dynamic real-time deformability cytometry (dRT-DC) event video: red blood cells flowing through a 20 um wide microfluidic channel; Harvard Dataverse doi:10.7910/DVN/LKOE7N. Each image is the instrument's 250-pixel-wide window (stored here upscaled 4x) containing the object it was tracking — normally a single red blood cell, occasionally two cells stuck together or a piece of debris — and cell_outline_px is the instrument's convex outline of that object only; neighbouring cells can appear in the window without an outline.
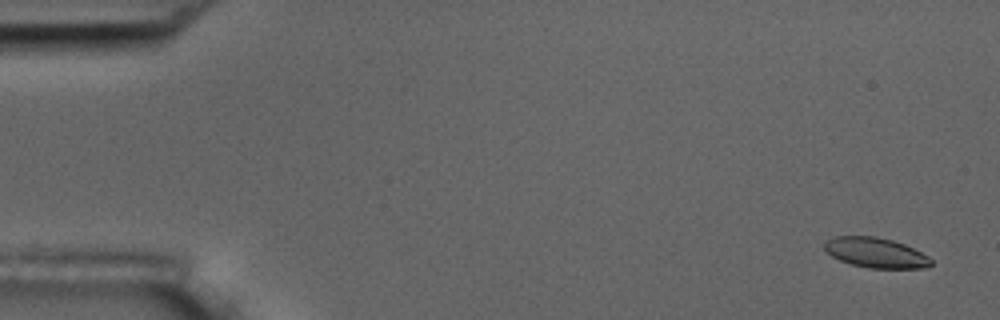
{"species": "common noctule bat (a hibernating species)", "species_latin": "Nyctalus noctula", "temperature_condition": "room temperature", "stored_images_in_passage": 57, "camera_frame_rate_fps": 3000, "um_per_image_px": 0.085, "animal": {"sex": "male", "body_mass_g": 17.5, "forearm_length_mm": 52.3}, "frame": {"image": 1, "passage_image": 3, "time_ms": 0.667, "image_size_px": [1000, 320], "cell_outline_px": [[932, 264], [928, 268], [868, 268], [852, 264], [840, 260], [832, 256], [824, 248], [824, 244], [828, 240], [836, 236], [876, 236], [892, 240], [904, 244], [928, 256], [932, 260]], "centroid_in_image_um": [74.46, 21.48], "position_along_channel_um": 10.5, "area_um2": 18.55}}
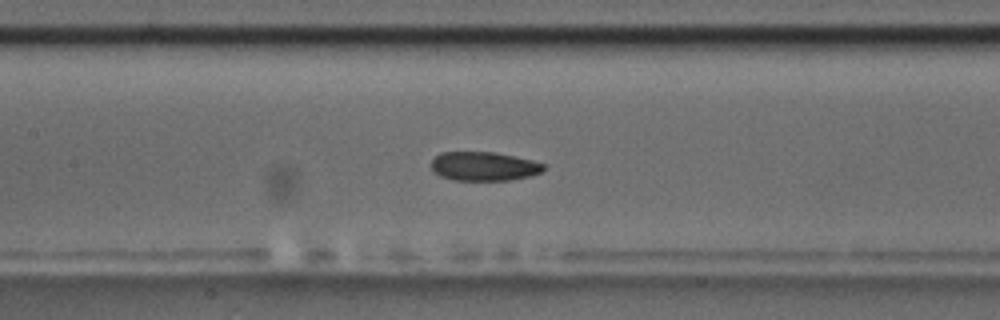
{"frame": {"image": 2, "passage_image": 27, "time_ms": 8.667, "image_size_px": [1000, 320], "cell_outline_px": [[544, 168], [540, 172], [528, 176], [508, 180], [456, 180], [440, 176], [432, 168], [432, 160], [440, 152], [496, 152], [532, 160], [544, 164]], "centroid_in_image_um": [41.12, 14.12], "position_along_channel_um": 166.3, "area_um2": 18.73}}
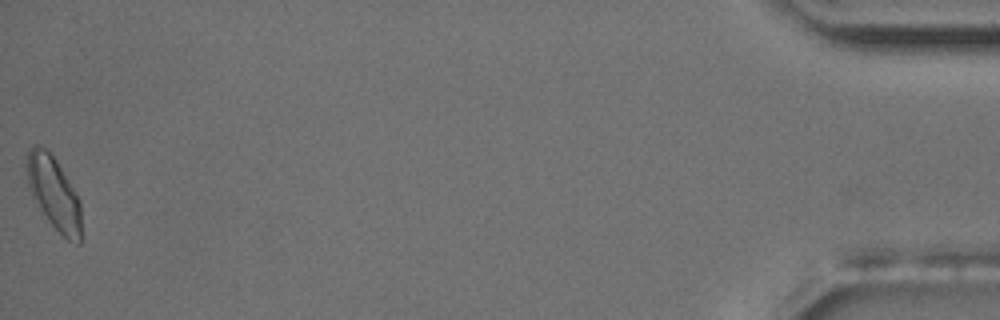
{"frame": {"image": 3, "passage_image": 57, "time_ms": 18.667, "image_size_px": [1000, 320], "cell_outline_px": [[84, 236], [80, 244], [76, 244], [68, 240], [48, 220], [40, 208], [28, 184], [28, 148], [32, 144], [40, 144], [52, 156], [76, 192], [80, 200]], "centroid_in_image_um": [4.66, 16.49], "position_along_channel_um": 430.5, "area_um2": 22.89}, "authors_computed_cell_mechanics": {"area_um2": 19.5364, "velocity_mm_per_s": 3.606, "shape_relaxation_time_tau1_ms": 7.5004, "shape_relaxation_time_tau2_ms": 1.8512, "deformation_change_tau1": 0.1313, "deformation_change_tau2": 0.0564}}